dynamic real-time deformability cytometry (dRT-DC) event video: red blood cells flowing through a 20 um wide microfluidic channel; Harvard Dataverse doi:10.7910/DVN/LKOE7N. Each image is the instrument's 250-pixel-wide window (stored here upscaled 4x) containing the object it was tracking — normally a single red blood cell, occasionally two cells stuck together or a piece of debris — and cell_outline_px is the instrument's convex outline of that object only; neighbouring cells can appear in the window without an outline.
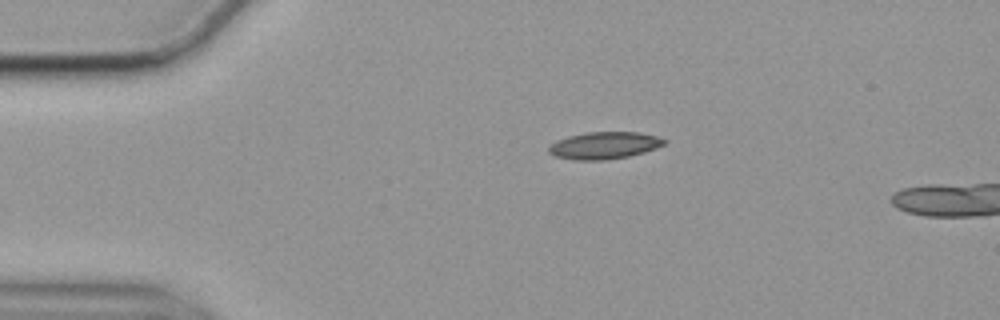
{"species": "common noctule bat (a hibernating species)", "species_latin": "Nyctalus noctula", "temperature_condition": "cold", "stored_images_in_passage": 44, "camera_frame_rate_fps": 3000, "um_per_image_px": 0.085, "animal": {"sex": "female", "body_mass_g": 19.9}, "frame": {"image": 1, "passage_image": 1, "time_ms": 0.0, "image_size_px": [1000, 320], "cell_outline_px": [[668, 140], [664, 144], [656, 148], [644, 152], [628, 156], [604, 160], [572, 160], [556, 156], [548, 152], [548, 148], [556, 140], [568, 136], [588, 132], [640, 132], [656, 136]], "centroid_in_image_um": [51.36, 12.36], "position_along_channel_um": 33.6, "area_um2": 18.21}}
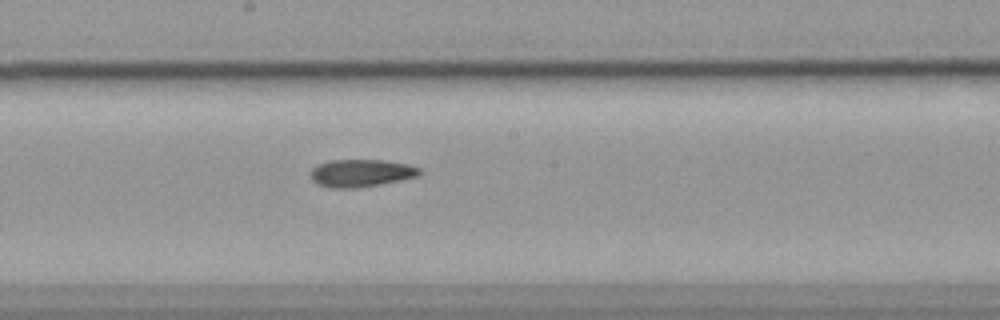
{"frame": {"image": 2, "passage_image": 20, "time_ms": 6.333, "image_size_px": [1000, 320], "cell_outline_px": [[420, 176], [380, 184], [356, 188], [328, 188], [316, 184], [312, 180], [308, 172], [316, 164], [328, 160], [384, 160], [408, 164], [420, 168]], "centroid_in_image_um": [30.63, 14.71], "position_along_channel_um": 217.6, "area_um2": 17.8}}
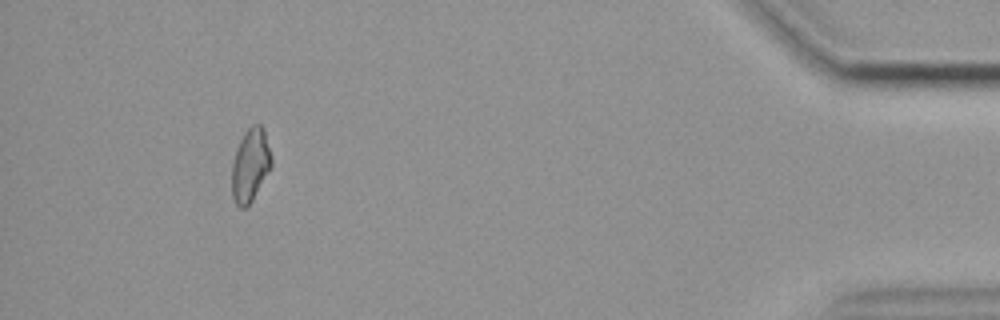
{"frame": {"image": 3, "passage_image": 42, "time_ms": 13.667, "image_size_px": [1000, 320], "cell_outline_px": [[272, 168], [252, 200], [244, 208], [240, 208], [236, 204], [232, 196], [232, 164], [236, 148], [244, 132], [252, 124], [260, 124], [264, 128], [272, 160]], "centroid_in_image_um": [21.28, 14.02], "position_along_channel_um": 413.9, "area_um2": 16.99}}